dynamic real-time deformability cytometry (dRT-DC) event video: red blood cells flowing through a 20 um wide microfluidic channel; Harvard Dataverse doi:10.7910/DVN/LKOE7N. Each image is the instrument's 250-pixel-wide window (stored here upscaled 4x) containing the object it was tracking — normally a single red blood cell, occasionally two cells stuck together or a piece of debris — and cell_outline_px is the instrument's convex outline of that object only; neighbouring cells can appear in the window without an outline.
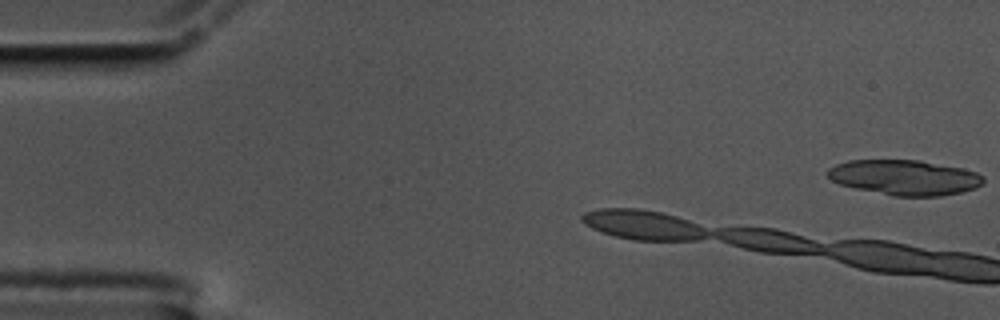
{"species": "common noctule bat (a hibernating species)", "species_latin": "Nyctalus noctula", "temperature_condition": "cold", "stored_images_in_passage": 6, "camera_frame_rate_fps": 3000, "um_per_image_px": 0.085, "animal": {"sex": "male", "body_mass_g": 17.5, "forearm_length_mm": 52.3}, "frame": {"image": 1, "passage_image": 1, "time_ms": 0.0, "image_size_px": [1000, 320], "cell_outline_px": [[984, 184], [976, 188], [960, 192], [940, 196], [892, 196], [856, 188], [840, 184], [832, 180], [828, 176], [828, 168], [836, 164], [848, 160], [920, 160], [960, 168], [976, 172], [984, 176]], "centroid_in_image_um": [76.91, 15.08], "position_along_channel_um": 8.1, "area_um2": 31.85}}